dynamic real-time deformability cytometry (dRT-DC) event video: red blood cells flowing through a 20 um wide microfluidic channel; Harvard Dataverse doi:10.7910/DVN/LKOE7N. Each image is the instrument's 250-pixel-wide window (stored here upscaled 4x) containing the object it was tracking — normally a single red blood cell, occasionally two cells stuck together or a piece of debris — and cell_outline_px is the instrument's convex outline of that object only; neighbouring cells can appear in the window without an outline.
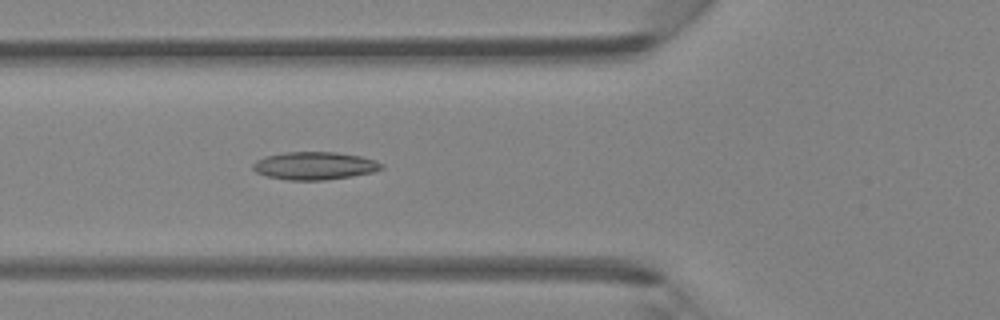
{"species": "Egyptian fruit bat (a non-hibernating species)", "species_latin": "Rousettus aegyptiacus", "temperature_condition": "room temperature", "stored_images_in_passage": 39, "camera_frame_rate_fps": 3000, "um_per_image_px": 0.085, "animal": {"sex": "female"}, "frame": {"image": 1, "passage_image": 11, "time_ms": 3.333, "image_size_px": [1000, 320], "cell_outline_px": [[384, 168], [372, 172], [352, 176], [324, 180], [288, 180], [264, 176], [256, 172], [252, 168], [252, 164], [256, 160], [264, 156], [284, 152], [336, 152], [360, 156], [376, 160], [384, 164]], "centroid_in_image_um": [26.72, 14.09], "position_along_channel_um": 99.1, "area_um2": 21.04}}
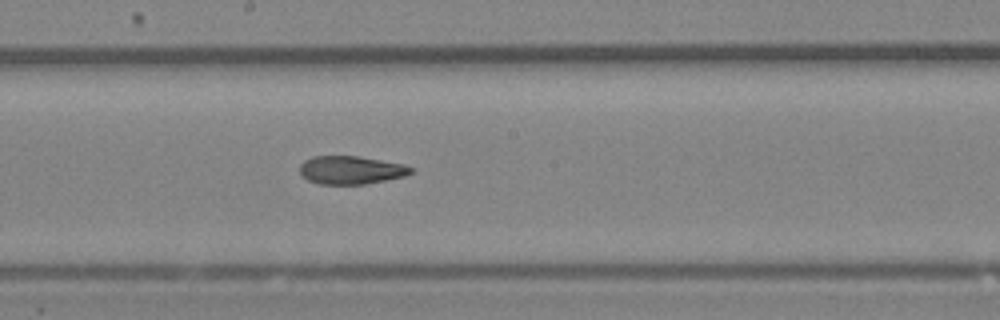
{"frame": {"image": 2, "passage_image": 19, "time_ms": 6.0, "image_size_px": [1000, 320], "cell_outline_px": [[412, 172], [404, 176], [364, 184], [320, 184], [308, 180], [300, 172], [300, 164], [304, 160], [312, 156], [360, 156], [404, 164], [412, 168]], "centroid_in_image_um": [29.81, 14.44], "position_along_channel_um": 218.4, "area_um2": 18.15}}
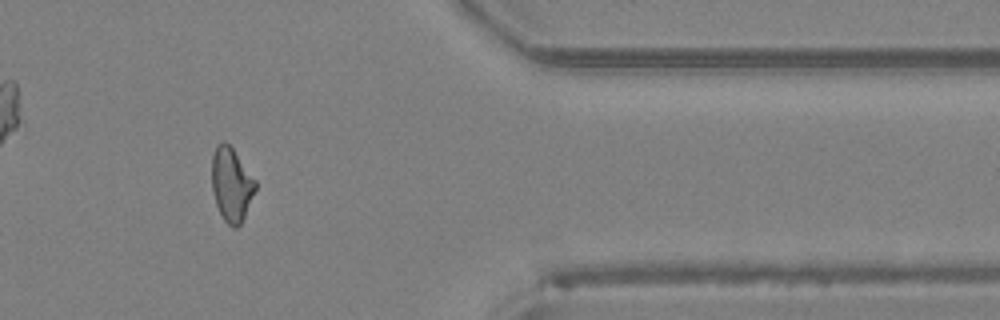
{"frame": {"image": 3, "passage_image": 32, "time_ms": 10.333, "image_size_px": [1000, 320], "cell_outline_px": [[256, 188], [244, 216], [240, 224], [236, 228], [232, 228], [224, 220], [216, 204], [212, 188], [212, 156], [216, 144], [224, 140], [232, 148], [256, 180]], "centroid_in_image_um": [19.66, 15.66], "position_along_channel_um": 391.7, "area_um2": 18.55}}